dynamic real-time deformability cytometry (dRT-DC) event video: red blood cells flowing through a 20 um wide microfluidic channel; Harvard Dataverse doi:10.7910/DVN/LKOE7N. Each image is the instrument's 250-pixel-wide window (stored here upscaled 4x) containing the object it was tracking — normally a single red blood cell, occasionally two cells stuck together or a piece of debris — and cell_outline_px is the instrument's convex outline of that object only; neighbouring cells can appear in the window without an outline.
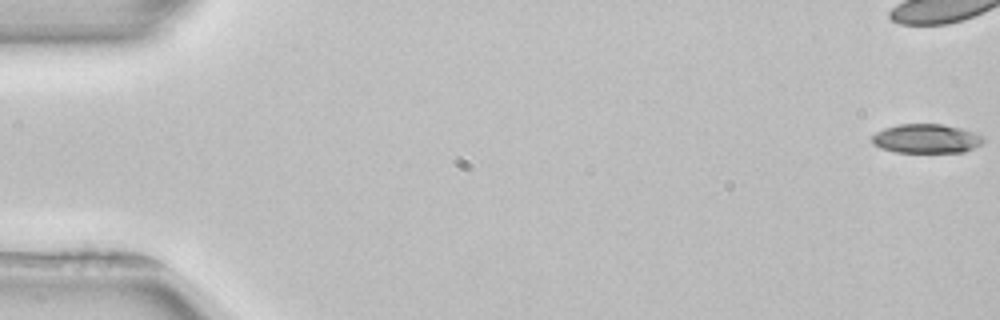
{"species": "common noctule bat (a hibernating species)", "species_latin": "Nyctalus noctula", "temperature_condition": "room temperature", "stored_images_in_passage": 54, "camera_frame_rate_fps": 3000, "um_per_image_px": 0.085, "animal": {"sex": "female", "body_mass_g": 22.7, "forearm_length_mm": 54.2}, "frame": {"image": 1, "passage_image": 1, "time_ms": 0.0, "image_size_px": [1000, 320], "cell_outline_px": [[984, 144], [964, 152], [896, 152], [880, 148], [872, 144], [872, 136], [876, 132], [884, 128], [900, 124], [940, 124], [960, 128], [976, 132], [984, 136]], "centroid_in_image_um": [78.77, 11.79], "position_along_channel_um": 6.2, "area_um2": 19.07}, "authors_computed_cell_mechanics": {"area_um2": 20.2589, "velocity_mm_per_s": 3.9491, "shape_relaxation_time_tau1_ms": 3.6853, "shape_relaxation_time_tau2_ms": null, "deformation_change_tau1": 0.1329, "deformation_change_tau2": null}}